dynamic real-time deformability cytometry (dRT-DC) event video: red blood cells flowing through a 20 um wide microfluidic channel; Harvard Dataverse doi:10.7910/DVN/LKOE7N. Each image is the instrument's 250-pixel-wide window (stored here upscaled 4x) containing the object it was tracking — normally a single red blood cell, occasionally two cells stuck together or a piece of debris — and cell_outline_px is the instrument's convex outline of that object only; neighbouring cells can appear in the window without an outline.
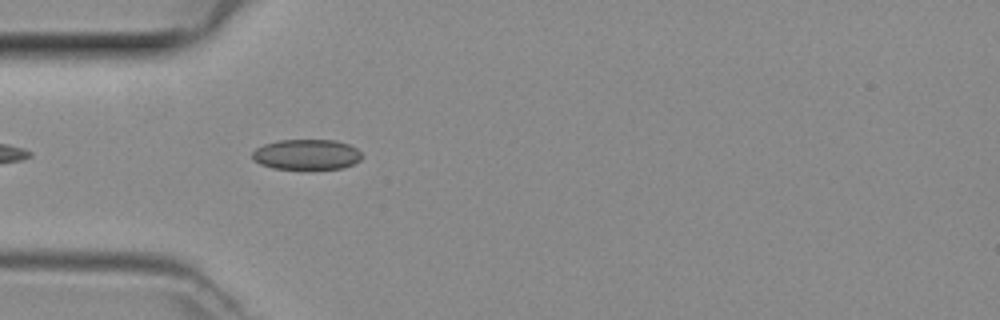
{"species": "common noctule bat (a hibernating species)", "species_latin": "Nyctalus noctula", "temperature_condition": "room temperature", "stored_images_in_passage": 37, "camera_frame_rate_fps": 3000, "um_per_image_px": 0.085, "animal": {"sex": "female", "body_mass_g": 29.2, "forearm_length_mm": 56.3}, "frame": {"image": 1, "passage_image": 3, "time_ms": 0.667, "image_size_px": [1000, 320], "cell_outline_px": [[360, 160], [344, 168], [272, 168], [260, 164], [252, 160], [252, 152], [256, 148], [264, 144], [280, 140], [336, 140], [348, 144], [356, 148], [360, 152]], "centroid_in_image_um": [26.03, 13.12], "position_along_channel_um": 59.0, "area_um2": 19.19}}
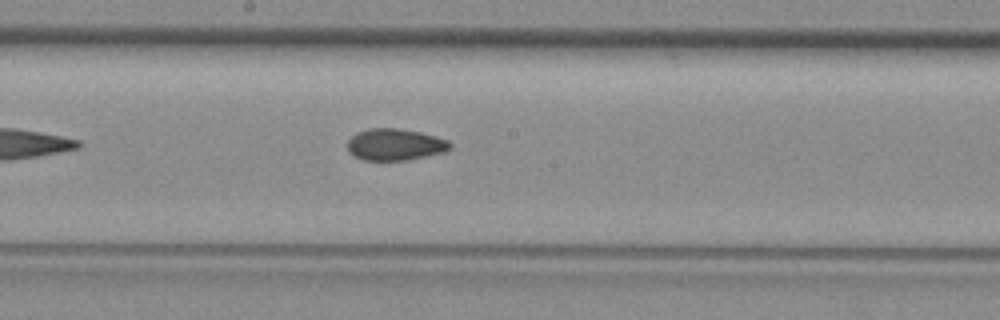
{"frame": {"image": 2, "passage_image": 14, "time_ms": 4.333, "image_size_px": [1000, 320], "cell_outline_px": [[452, 148], [444, 152], [408, 160], [364, 160], [348, 152], [348, 140], [356, 132], [368, 128], [396, 128], [420, 132], [436, 136], [448, 140], [452, 144]], "centroid_in_image_um": [33.59, 12.28], "position_along_channel_um": 214.6, "area_um2": 19.02}}
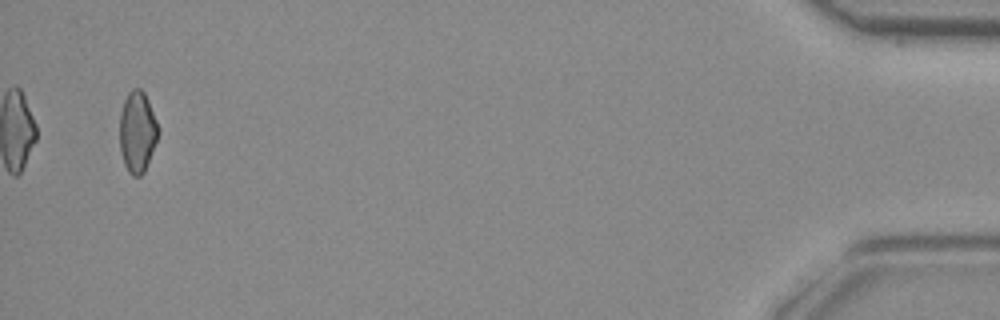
{"frame": {"image": 3, "passage_image": 35, "time_ms": 11.333, "image_size_px": [1000, 320], "cell_outline_px": [[160, 132], [144, 172], [140, 176], [132, 176], [128, 172], [124, 164], [120, 152], [120, 116], [124, 100], [128, 92], [132, 88], [140, 88], [144, 92], [148, 100], [156, 120]], "centroid_in_image_um": [11.67, 11.21], "position_along_channel_um": 423.5, "area_um2": 18.26}}